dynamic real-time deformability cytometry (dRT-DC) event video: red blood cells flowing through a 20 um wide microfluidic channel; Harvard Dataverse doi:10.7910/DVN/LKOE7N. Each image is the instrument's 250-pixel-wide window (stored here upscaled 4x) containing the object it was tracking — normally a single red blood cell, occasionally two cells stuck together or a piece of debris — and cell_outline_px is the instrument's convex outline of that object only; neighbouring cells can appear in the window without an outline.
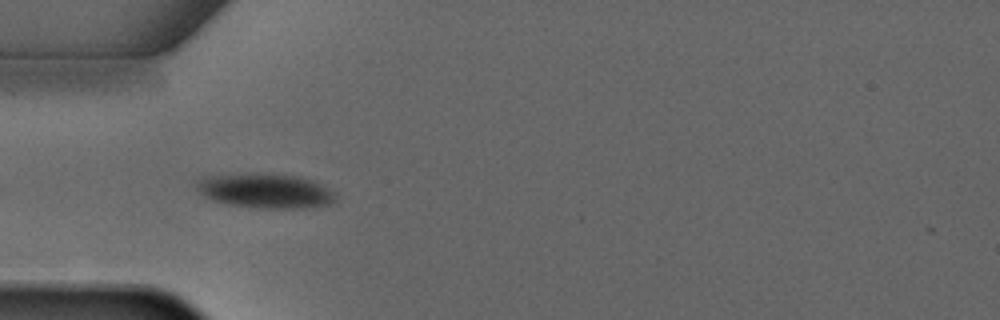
{"species": "common noctule bat (a hibernating species)", "species_latin": "Nyctalus noctula", "temperature_condition": "warm", "stored_images_in_passage": 5, "camera_frame_rate_fps": 3000, "um_per_image_px": 0.085, "animal": {"sex": "male", "forearm_length_mm": 52.5}, "frame": {"image": 1, "passage_image": 4, "time_ms": 3.667, "image_size_px": [1000, 320], "cell_outline_px": [[336, 196], [328, 204], [296, 208], [260, 208], [228, 204], [212, 200], [200, 192], [196, 188], [196, 184], [200, 180], [212, 176], [296, 176], [308, 180], [336, 192]], "centroid_in_image_um": [22.57, 16.28], "position_along_channel_um": 62.4, "area_um2": 26.18}}
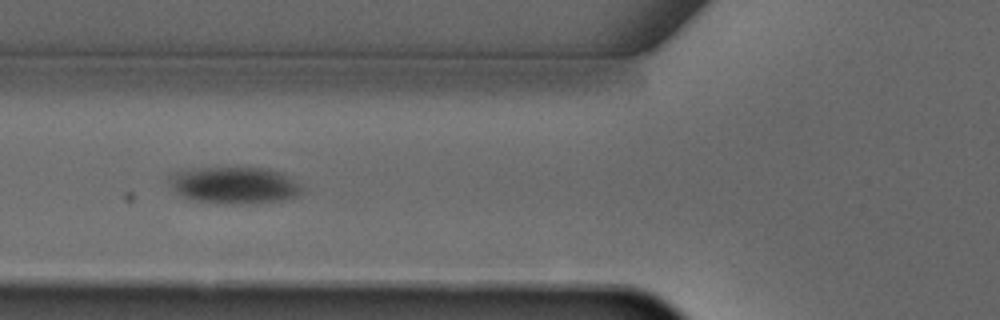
{"frame": {"image": 2, "passage_image": 5, "time_ms": 4.667, "image_size_px": [1000, 320], "cell_outline_px": [[300, 192], [296, 196], [284, 200], [256, 204], [228, 204], [196, 200], [184, 196], [176, 192], [168, 184], [168, 176], [172, 172], [192, 168], [260, 168], [276, 172], [284, 176], [296, 184], [300, 188]], "centroid_in_image_um": [19.8, 15.76], "position_along_channel_um": 106.0, "area_um2": 28.03}}